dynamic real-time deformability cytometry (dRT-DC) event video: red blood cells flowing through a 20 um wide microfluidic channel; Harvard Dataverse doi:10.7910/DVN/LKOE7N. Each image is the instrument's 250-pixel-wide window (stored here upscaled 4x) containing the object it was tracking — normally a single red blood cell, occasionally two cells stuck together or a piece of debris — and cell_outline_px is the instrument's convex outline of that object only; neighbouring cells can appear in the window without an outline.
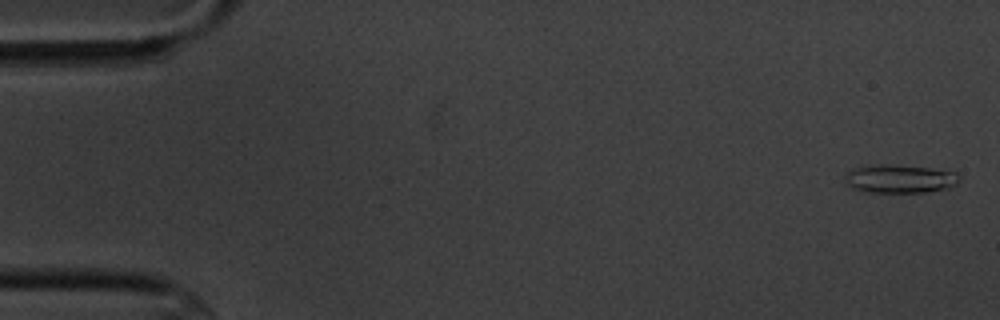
{"species": "common noctule bat (a hibernating species)", "species_latin": "Nyctalus noctula", "temperature_condition": "cold", "stored_images_in_passage": 7, "camera_frame_rate_fps": 3000, "um_per_image_px": 0.085, "animal": {"sex": "male", "body_mass_g": 20.1, "forearm_length_mm": 53.5}, "frame": {"image": 1, "passage_image": 1, "time_ms": 0.0, "image_size_px": [1000, 320], "cell_outline_px": [[960, 180], [956, 184], [948, 188], [924, 192], [868, 192], [852, 188], [844, 180], [844, 176], [852, 168], [868, 164], [888, 164], [928, 168], [956, 172], [960, 176]], "centroid_in_image_um": [76.45, 15.19], "position_along_channel_um": 8.6, "area_um2": 19.02}}
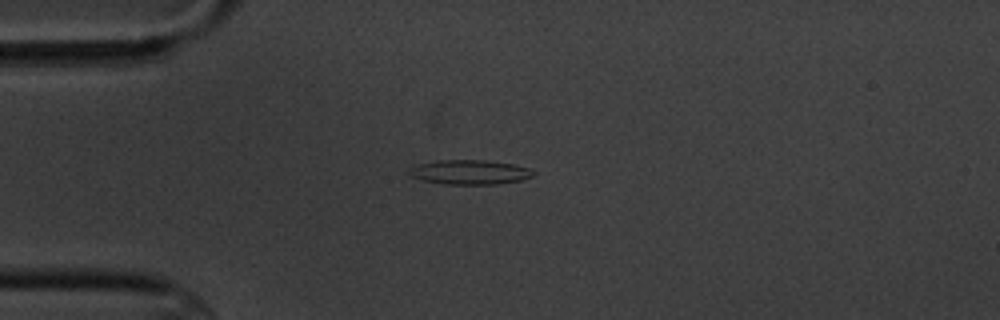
{"frame": {"image": 2, "passage_image": 5, "time_ms": 4.333, "image_size_px": [1000, 320], "cell_outline_px": [[536, 172], [532, 176], [520, 180], [496, 184], [444, 184], [424, 180], [412, 176], [408, 172], [408, 168], [416, 164], [440, 160], [484, 160], [512, 164], [528, 168]], "centroid_in_image_um": [39.9, 14.63], "position_along_channel_um": 45.1, "area_um2": 17.57}}